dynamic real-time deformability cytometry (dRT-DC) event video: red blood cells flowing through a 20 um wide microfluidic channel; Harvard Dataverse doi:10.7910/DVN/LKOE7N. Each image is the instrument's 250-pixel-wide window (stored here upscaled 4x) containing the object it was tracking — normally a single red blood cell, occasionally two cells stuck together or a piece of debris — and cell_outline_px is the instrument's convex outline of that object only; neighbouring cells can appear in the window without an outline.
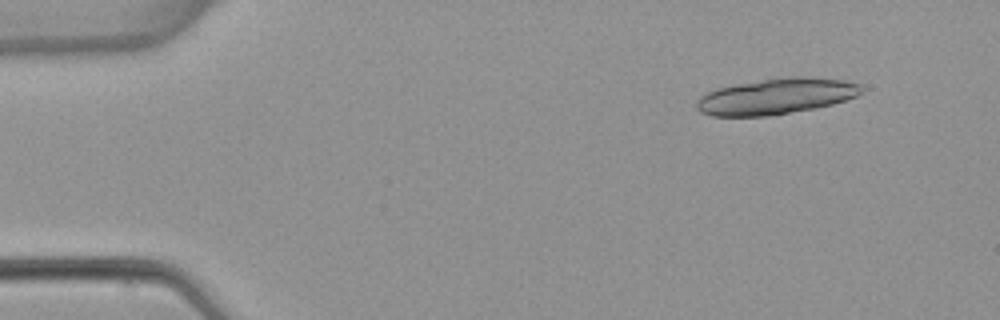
{"species": "common noctule bat (a hibernating species)", "species_latin": "Nyctalus noctula", "temperature_condition": "warm", "stored_images_in_passage": 4, "camera_frame_rate_fps": 3000, "um_per_image_px": 0.085, "animal": {"sex": "female", "body_mass_g": 22.7, "forearm_length_mm": 54.2}, "frame": {"image": 1, "passage_image": 2, "time_ms": 1.333, "image_size_px": [1000, 320], "cell_outline_px": [[860, 92], [856, 96], [832, 104], [816, 108], [768, 116], [712, 116], [700, 112], [696, 108], [696, 100], [700, 96], [716, 88], [736, 84], [788, 76], [808, 76], [844, 80], [860, 84]], "centroid_in_image_um": [65.93, 8.19], "position_along_channel_um": 19.1, "area_um2": 34.45}}